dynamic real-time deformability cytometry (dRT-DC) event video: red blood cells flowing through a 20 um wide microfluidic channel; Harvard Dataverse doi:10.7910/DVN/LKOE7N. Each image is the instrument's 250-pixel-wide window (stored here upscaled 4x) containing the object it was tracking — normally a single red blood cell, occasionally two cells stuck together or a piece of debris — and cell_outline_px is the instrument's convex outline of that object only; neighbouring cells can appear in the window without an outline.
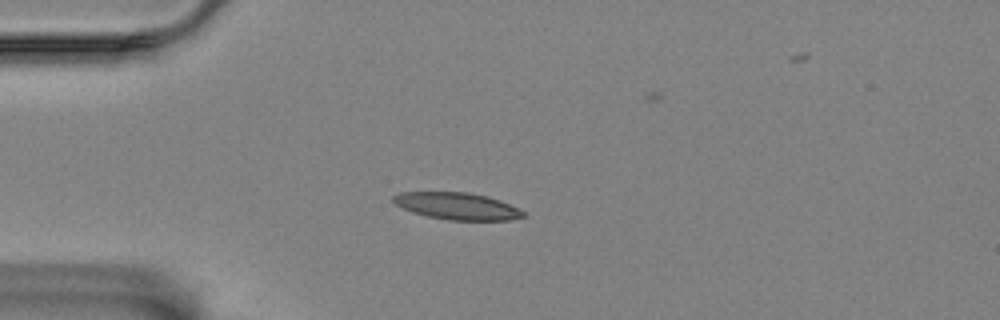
{"species": "Egyptian fruit bat (a non-hibernating species)", "species_latin": "Rousettus aegyptiacus", "temperature_condition": "room temperature", "stored_images_in_passage": 45, "camera_frame_rate_fps": 3000, "um_per_image_px": 0.085, "animal": {"sex": "female"}, "frame": {"image": 1, "passage_image": 1, "time_ms": 0.0, "image_size_px": [1000, 320], "cell_outline_px": [[528, 216], [512, 220], [448, 220], [428, 216], [412, 212], [396, 204], [392, 200], [392, 196], [400, 192], [468, 192], [488, 196], [500, 200], [524, 212]], "centroid_in_image_um": [38.87, 17.51], "position_along_channel_um": 46.1, "area_um2": 20.4}}
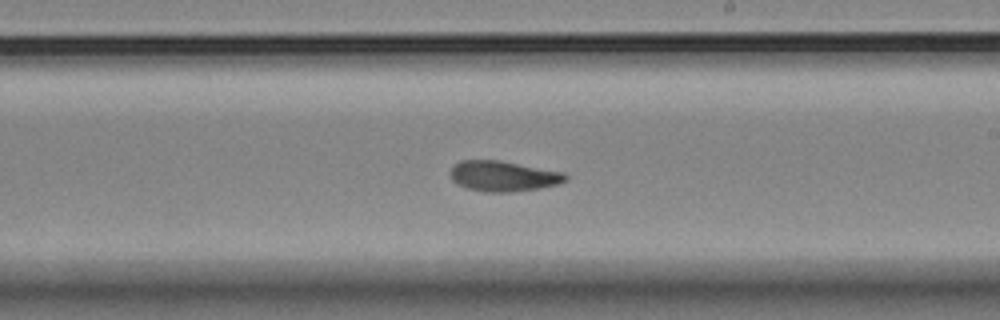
{"frame": {"image": 2, "passage_image": 20, "time_ms": 6.333, "image_size_px": [1000, 320], "cell_outline_px": [[568, 180], [560, 184], [540, 188], [512, 192], [484, 192], [468, 188], [452, 180], [448, 172], [460, 160], [500, 160], [564, 172], [568, 176]], "centroid_in_image_um": [42.81, 14.97], "position_along_channel_um": 246.2, "area_um2": 20.58}}
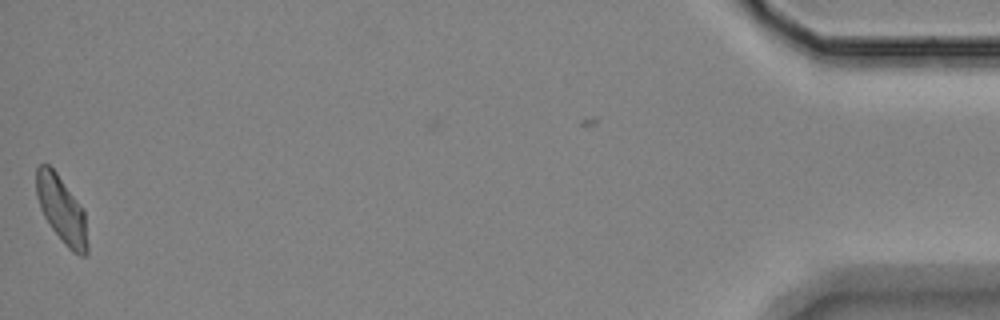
{"frame": {"image": 3, "passage_image": 44, "time_ms": 14.333, "image_size_px": [1000, 320], "cell_outline_px": [[88, 252], [84, 256], [80, 256], [72, 252], [64, 244], [52, 228], [44, 216], [40, 208], [36, 196], [36, 168], [40, 164], [48, 164], [56, 172], [84, 208], [88, 244]], "centroid_in_image_um": [5.25, 17.83], "position_along_channel_um": 430.0, "area_um2": 20.06}, "authors_computed_cell_mechanics": {"area_um2": 20.23, "velocity_mm_per_s": 3.4246, "shape_relaxation_time_tau1_ms": 11.1357, "shape_relaxation_time_tau2_ms": 3.9726, "deformation_change_tau1": 0.2362, "deformation_change_tau2": 0.1069}}